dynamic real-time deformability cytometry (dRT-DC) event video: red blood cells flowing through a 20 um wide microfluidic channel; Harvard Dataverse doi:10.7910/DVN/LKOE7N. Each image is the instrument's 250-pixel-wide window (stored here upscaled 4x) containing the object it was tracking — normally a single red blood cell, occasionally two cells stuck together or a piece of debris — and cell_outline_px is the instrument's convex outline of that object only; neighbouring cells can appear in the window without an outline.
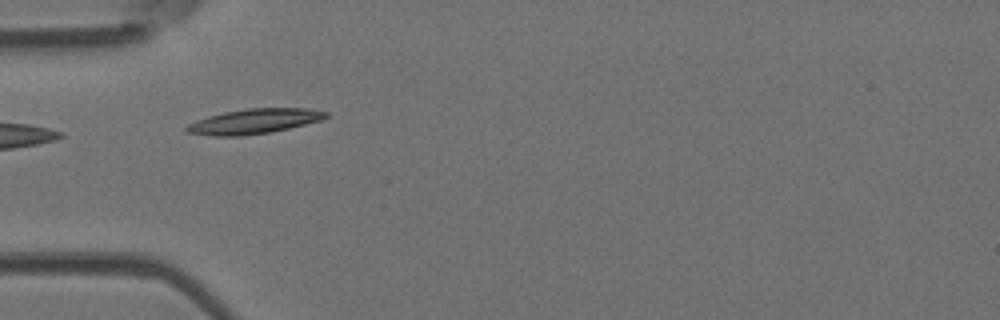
{"species": "Egyptian fruit bat (a non-hibernating species)", "species_latin": "Rousettus aegyptiacus", "temperature_condition": "room temperature", "stored_images_in_passage": 8, "camera_frame_rate_fps": 3000, "um_per_image_px": 0.085, "animal": {"sex": "female"}, "frame": {"image": 1, "passage_image": 4, "time_ms": 1.0, "image_size_px": [1000, 320], "cell_outline_px": [[328, 116], [320, 120], [288, 128], [268, 132], [240, 136], [212, 136], [184, 132], [184, 128], [188, 124], [196, 120], [208, 116], [224, 112], [248, 108], [308, 108], [328, 112]], "centroid_in_image_um": [21.54, 10.31], "position_along_channel_um": 63.5, "area_um2": 20.11}}
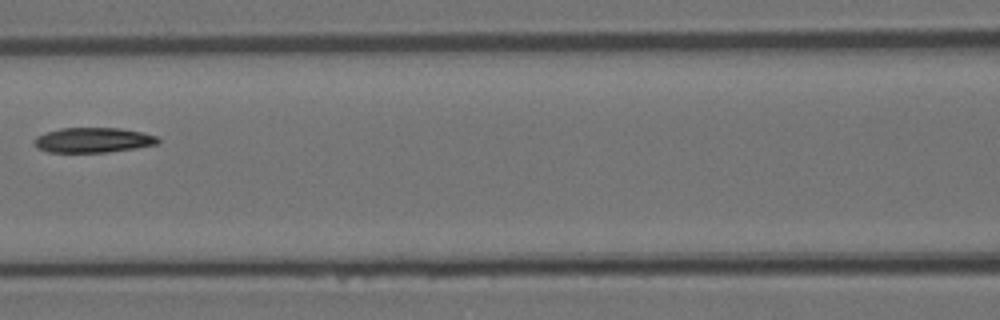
{"frame": {"image": 2, "passage_image": 6, "time_ms": 1.667, "image_size_px": [1000, 320], "cell_outline_px": [[160, 140], [156, 144], [136, 148], [108, 152], [48, 152], [36, 148], [32, 140], [36, 136], [60, 128], [120, 128], [140, 132], [156, 136]], "centroid_in_image_um": [7.87, 11.91], "position_along_channel_um": 158.7, "area_um2": 17.98}}
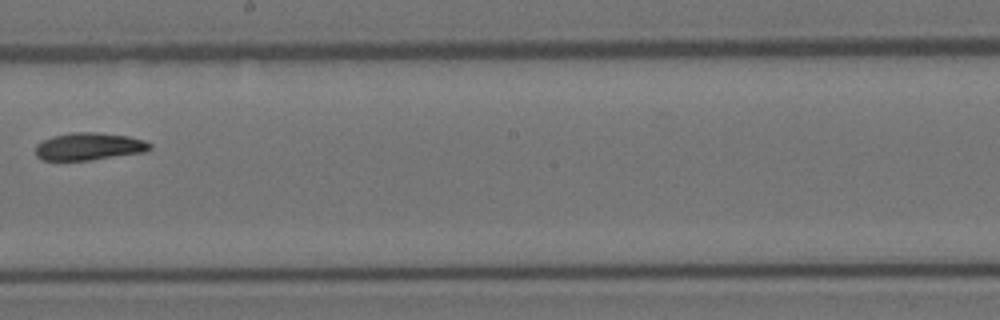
{"frame": {"image": 3, "passage_image": 8, "time_ms": 2.333, "image_size_px": [1000, 320], "cell_outline_px": [[152, 148], [144, 152], [88, 160], [40, 160], [36, 156], [36, 144], [52, 136], [72, 132], [96, 132], [128, 136], [144, 140], [152, 144]], "centroid_in_image_um": [7.56, 12.44], "position_along_channel_um": 240.6, "area_um2": 18.26}}